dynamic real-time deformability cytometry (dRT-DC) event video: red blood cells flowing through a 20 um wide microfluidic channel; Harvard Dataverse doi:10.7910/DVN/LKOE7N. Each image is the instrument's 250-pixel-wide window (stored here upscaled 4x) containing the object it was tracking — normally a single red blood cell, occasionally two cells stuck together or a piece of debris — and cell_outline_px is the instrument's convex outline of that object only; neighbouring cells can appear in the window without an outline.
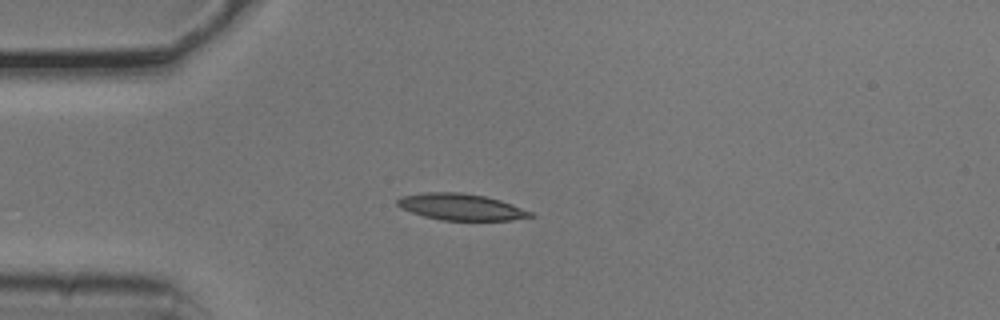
{"species": "common noctule bat (a hibernating species)", "species_latin": "Nyctalus noctula", "temperature_condition": "cold", "stored_images_in_passage": 4, "camera_frame_rate_fps": 3000, "um_per_image_px": 0.085, "animal": {"sex": "male", "body_mass_g": 20.5, "forearm_length_mm": 52.5}, "frame": {"image": 1, "passage_image": 4, "time_ms": 1.0, "image_size_px": [1000, 320], "cell_outline_px": [[536, 216], [512, 220], [440, 220], [424, 216], [400, 208], [396, 204], [396, 200], [400, 196], [420, 192], [460, 192], [484, 196], [500, 200], [512, 204], [532, 212]], "centroid_in_image_um": [39.15, 17.58], "position_along_channel_um": 45.8, "area_um2": 20.63}}